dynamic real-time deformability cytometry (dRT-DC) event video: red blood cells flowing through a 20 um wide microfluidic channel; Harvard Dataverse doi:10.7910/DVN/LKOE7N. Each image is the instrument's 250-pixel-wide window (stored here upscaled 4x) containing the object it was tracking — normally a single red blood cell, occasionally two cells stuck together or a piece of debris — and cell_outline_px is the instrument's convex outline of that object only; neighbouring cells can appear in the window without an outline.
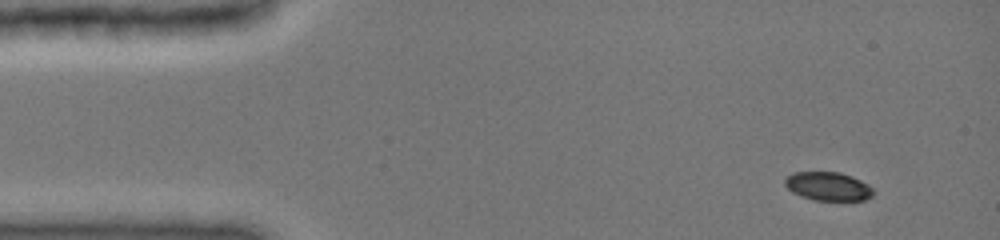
{"species": "common noctule bat (a hibernating species)", "species_latin": "Nyctalus noctula", "temperature_condition": "cold", "stored_images_in_passage": 44, "camera_frame_rate_fps": 3000, "um_per_image_px": 0.085, "animal": {"sex": "female", "body_mass_g": 19.0, "forearm_length_mm": 51.5}, "frame": {"image": 1, "passage_image": 1, "time_ms": 0.0, "image_size_px": [1000, 240], "cell_outline_px": [[872, 196], [864, 200], [812, 200], [800, 196], [792, 192], [784, 184], [784, 180], [792, 172], [840, 172], [852, 176], [868, 184], [872, 188]], "centroid_in_image_um": [70.36, 15.83], "position_along_channel_um": 14.6, "area_um2": 14.74}}
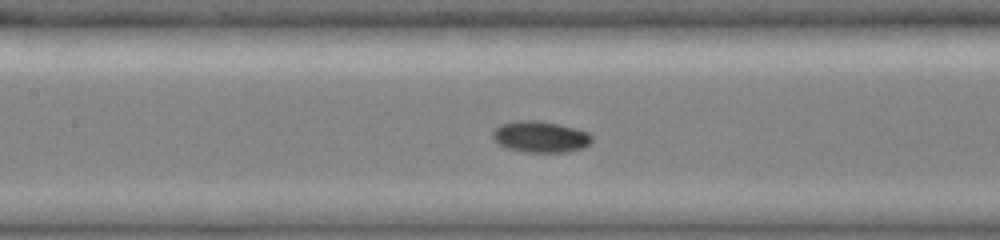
{"frame": {"image": 2, "passage_image": 19, "time_ms": 6.0, "image_size_px": [1000, 240], "cell_outline_px": [[592, 140], [584, 148], [568, 152], [528, 152], [508, 148], [500, 144], [492, 136], [492, 132], [500, 124], [516, 120], [540, 120], [560, 124], [576, 128], [588, 132], [592, 136]], "centroid_in_image_um": [45.96, 11.61], "position_along_channel_um": 161.4, "area_um2": 18.15}}
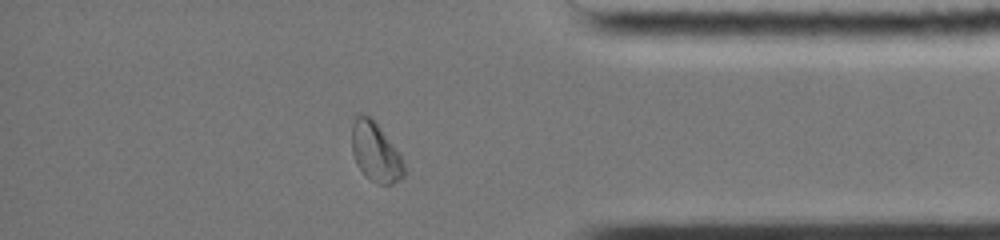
{"frame": {"image": 3, "passage_image": 38, "time_ms": 12.333, "image_size_px": [1000, 240], "cell_outline_px": [[408, 172], [400, 180], [392, 184], [376, 184], [364, 176], [356, 164], [352, 152], [352, 124], [356, 116], [360, 112], [372, 116], [376, 120], [400, 152]], "centroid_in_image_um": [31.95, 12.91], "position_along_channel_um": 403.2, "area_um2": 18.96}, "authors_computed_cell_mechanics": {"area_um2": 16.9932, "velocity_mm_per_s": 3.973, "shape_relaxation_time_tau1_ms": 4.154, "shape_relaxation_time_tau2_ms": 4.9178, "deformation_change_tau1": 0.1425, "deformation_change_tau2": 0.0646}}